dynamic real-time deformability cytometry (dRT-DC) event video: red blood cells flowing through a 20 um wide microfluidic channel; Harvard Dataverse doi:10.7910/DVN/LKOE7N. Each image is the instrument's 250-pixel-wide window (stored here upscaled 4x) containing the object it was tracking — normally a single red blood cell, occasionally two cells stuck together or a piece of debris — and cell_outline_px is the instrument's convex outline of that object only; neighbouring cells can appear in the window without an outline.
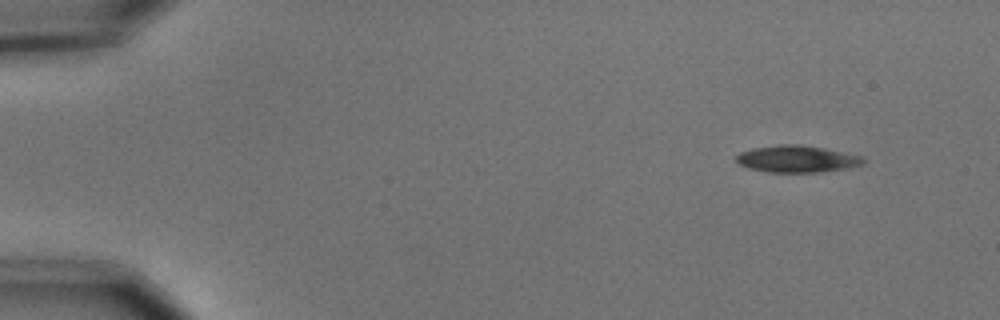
{"species": "common noctule bat (a hibernating species)", "species_latin": "Nyctalus noctula", "temperature_condition": "cold", "stored_images_in_passage": 50, "camera_frame_rate_fps": 3000, "um_per_image_px": 0.085, "animal": {"sex": "male", "body_mass_g": 15.6}, "frame": {"image": 1, "passage_image": 1, "time_ms": 0.0, "image_size_px": [1000, 320], "cell_outline_px": [[864, 164], [848, 168], [816, 172], [768, 172], [748, 168], [740, 164], [736, 160], [736, 156], [740, 152], [756, 148], [780, 144], [800, 144], [824, 148], [864, 156]], "centroid_in_image_um": [67.77, 13.51], "position_along_channel_um": 17.2, "area_um2": 19.83}}
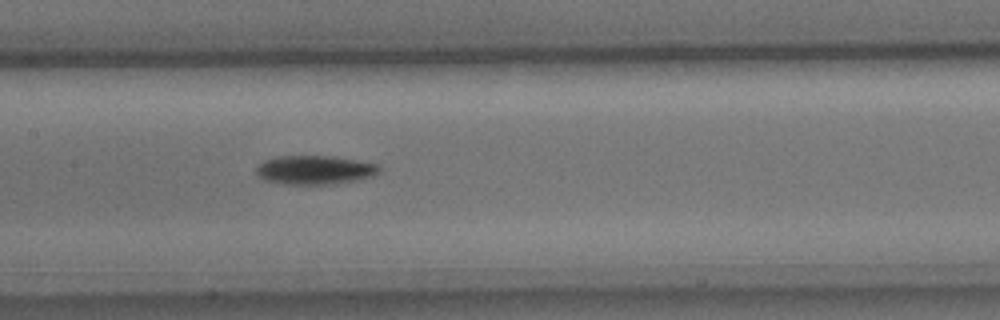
{"frame": {"image": 2, "passage_image": 23, "time_ms": 7.333, "image_size_px": [1000, 320], "cell_outline_px": [[380, 172], [368, 176], [352, 180], [324, 184], [284, 184], [264, 180], [256, 172], [256, 168], [264, 160], [280, 156], [332, 156], [380, 164]], "centroid_in_image_um": [26.72, 14.43], "position_along_channel_um": 180.7, "area_um2": 20.29}}
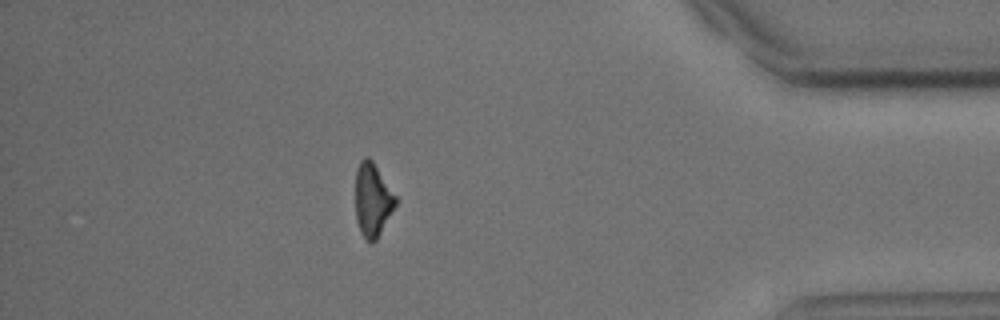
{"frame": {"image": 3, "passage_image": 44, "time_ms": 14.333, "image_size_px": [1000, 320], "cell_outline_px": [[396, 204], [376, 240], [372, 244], [360, 232], [356, 220], [356, 168], [360, 160], [364, 156], [368, 156], [372, 160], [396, 196]], "centroid_in_image_um": [31.65, 16.96], "position_along_channel_um": 403.6, "area_um2": 16.99}, "authors_computed_cell_mechanics": {"area_um2": 19.9988, "velocity_mm_per_s": 3.7065, "shape_relaxation_time_tau1_ms": 2.0871, "shape_relaxation_time_tau2_ms": null, "deformation_change_tau1": 0.1125, "deformation_change_tau2": null}}